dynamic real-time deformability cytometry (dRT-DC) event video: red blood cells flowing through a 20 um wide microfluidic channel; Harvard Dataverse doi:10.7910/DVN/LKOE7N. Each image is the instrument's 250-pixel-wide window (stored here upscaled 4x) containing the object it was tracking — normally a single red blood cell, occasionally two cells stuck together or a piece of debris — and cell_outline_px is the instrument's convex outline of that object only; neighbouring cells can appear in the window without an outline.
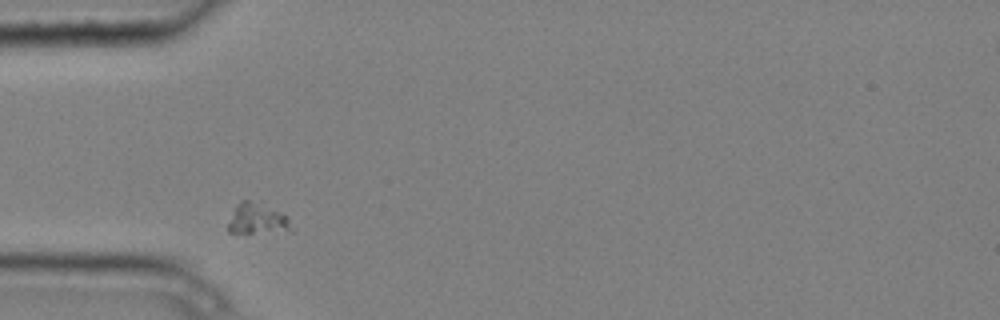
{"species": "common noctule bat (a hibernating species)", "species_latin": "Nyctalus noctula", "temperature_condition": "cold", "stored_images_in_passage": 1, "camera_frame_rate_fps": 3000, "um_per_image_px": 0.085, "animal": {"sex": "male", "body_mass_g": 20.4}, "frame": {"image": 1, "passage_image": 1, "time_ms": 0.0, "image_size_px": [1000, 320], "cell_outline_px": [[292, 232], [228, 232], [228, 224], [232, 208], [240, 200], [260, 200], [288, 216]], "centroid_in_image_um": [21.87, 18.55], "position_along_channel_um": 63.1, "area_um2": 11.79}}